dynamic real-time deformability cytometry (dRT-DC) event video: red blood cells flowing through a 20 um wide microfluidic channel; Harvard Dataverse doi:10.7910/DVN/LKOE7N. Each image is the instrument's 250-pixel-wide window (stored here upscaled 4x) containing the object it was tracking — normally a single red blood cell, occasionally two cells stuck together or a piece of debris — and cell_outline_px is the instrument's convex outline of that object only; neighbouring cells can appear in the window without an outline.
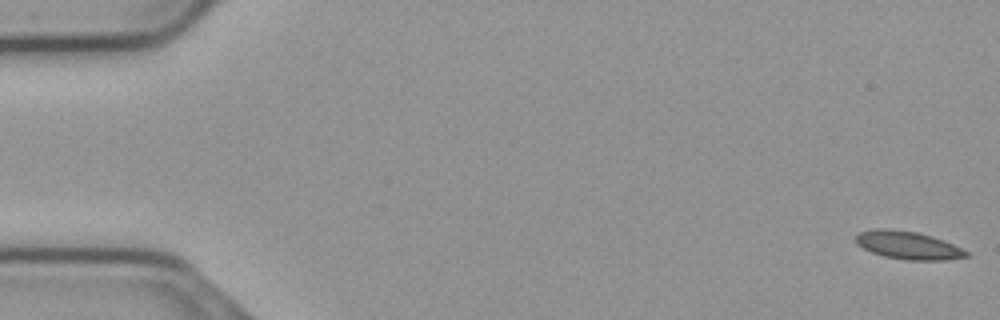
{"species": "common noctule bat (a hibernating species)", "species_latin": "Nyctalus noctula", "temperature_condition": "cold", "stored_images_in_passage": 57, "camera_frame_rate_fps": 3000, "um_per_image_px": 0.085, "animal": {"sex": "male", "body_mass_g": 23.1, "forearm_length_mm": 52.7}, "frame": {"image": 1, "passage_image": 1, "time_ms": 0.0, "image_size_px": [1000, 320], "cell_outline_px": [[968, 256], [948, 260], [908, 260], [884, 256], [872, 252], [856, 244], [856, 236], [860, 232], [876, 228], [888, 228], [916, 232], [932, 236], [952, 244], [968, 252]], "centroid_in_image_um": [77.17, 20.84], "position_along_channel_um": 7.8, "area_um2": 17.8}}
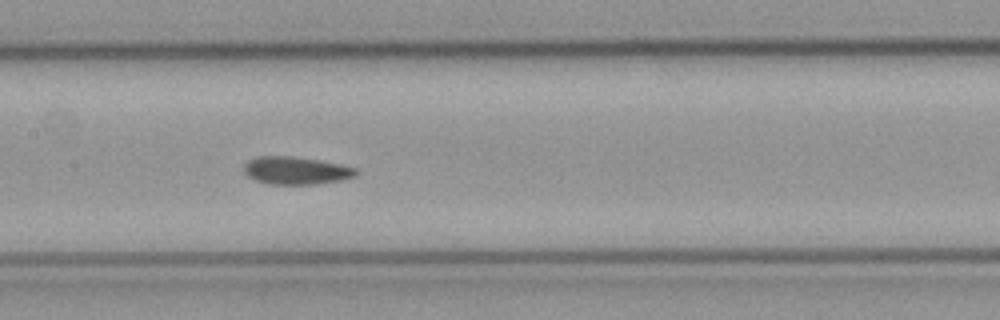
{"frame": {"image": 2, "passage_image": 27, "time_ms": 8.667, "image_size_px": [1000, 320], "cell_outline_px": [[356, 176], [340, 180], [316, 184], [268, 184], [256, 180], [248, 176], [244, 172], [244, 164], [248, 160], [256, 156], [292, 156], [320, 160], [340, 164], [356, 168]], "centroid_in_image_um": [25.13, 14.49], "position_along_channel_um": 182.3, "area_um2": 18.09}}
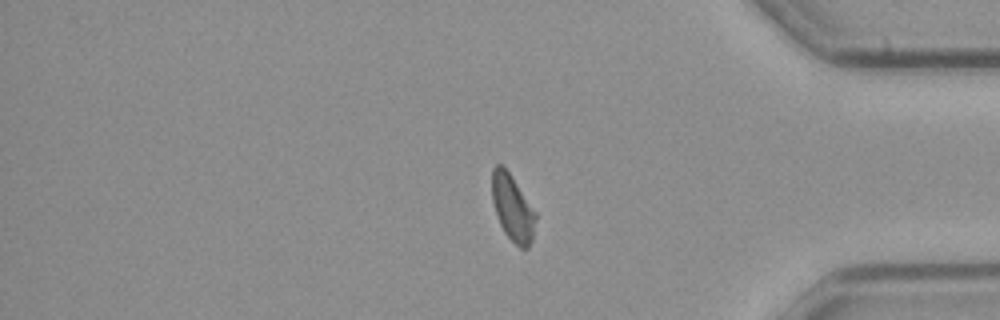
{"frame": {"image": 3, "passage_image": 46, "time_ms": 15.0, "image_size_px": [1000, 320], "cell_outline_px": [[536, 220], [532, 240], [528, 248], [520, 248], [504, 232], [500, 224], [492, 200], [492, 168], [496, 164], [500, 164], [508, 172], [536, 212]], "centroid_in_image_um": [43.57, 17.69], "position_along_channel_um": 391.6, "area_um2": 16.53}, "authors_computed_cell_mechanics": {"area_um2": 17.5712, "velocity_mm_per_s": 3.7006, "shape_relaxation_time_tau1_ms": null, "shape_relaxation_time_tau2_ms": 2.789, "deformation_change_tau1": null, "deformation_change_tau2": 0.0548}}